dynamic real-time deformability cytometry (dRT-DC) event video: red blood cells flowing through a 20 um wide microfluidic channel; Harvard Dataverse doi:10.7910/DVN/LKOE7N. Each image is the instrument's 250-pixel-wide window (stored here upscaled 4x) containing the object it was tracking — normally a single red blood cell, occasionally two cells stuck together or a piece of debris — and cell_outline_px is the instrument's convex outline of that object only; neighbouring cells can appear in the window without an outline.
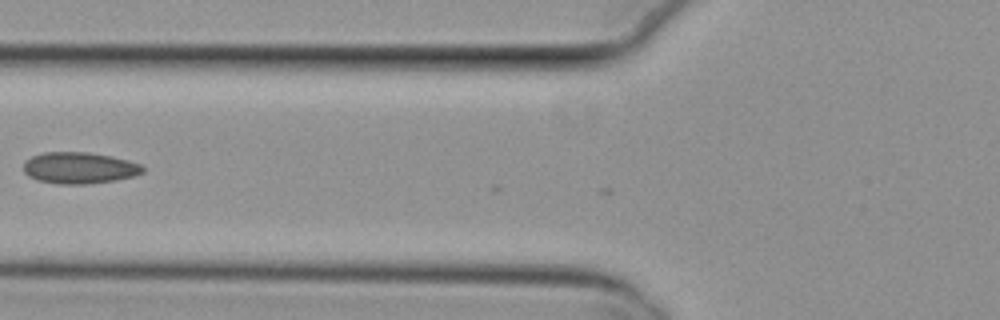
{"species": "common noctule bat (a hibernating species)", "species_latin": "Nyctalus noctula", "temperature_condition": "cold", "stored_images_in_passage": 3, "camera_frame_rate_fps": 3000, "um_per_image_px": 0.085, "animal": {"sex": "female", "body_mass_g": 29.2, "forearm_length_mm": 56.3}, "frame": {"image": 1, "passage_image": 2, "time_ms": 0.333, "image_size_px": [1000, 320], "cell_outline_px": [[144, 172], [132, 176], [116, 180], [88, 184], [56, 184], [36, 180], [28, 176], [24, 172], [24, 164], [32, 156], [44, 152], [88, 152], [112, 156], [128, 160], [140, 164], [144, 168]], "centroid_in_image_um": [6.74, 14.28], "position_along_channel_um": 119.1, "area_um2": 21.91}}